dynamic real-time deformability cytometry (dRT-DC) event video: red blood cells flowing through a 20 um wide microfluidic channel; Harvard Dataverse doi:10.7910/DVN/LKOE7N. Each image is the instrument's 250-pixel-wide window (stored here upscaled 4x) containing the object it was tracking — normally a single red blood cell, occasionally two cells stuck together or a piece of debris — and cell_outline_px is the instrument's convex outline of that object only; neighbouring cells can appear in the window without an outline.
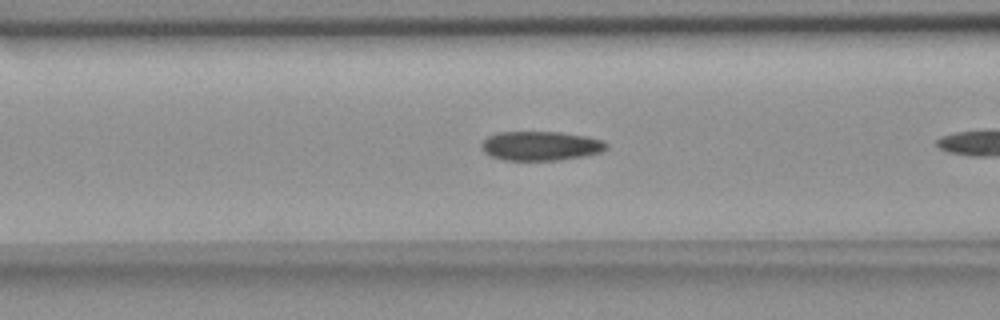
{"species": "common noctule bat (a hibernating species)", "species_latin": "Nyctalus noctula", "temperature_condition": "room temperature", "stored_images_in_passage": 8, "camera_frame_rate_fps": 3000, "um_per_image_px": 0.085, "animal": {"sex": "female", "body_mass_g": 18.4}, "frame": {"image": 1, "passage_image": 7, "time_ms": 2.0, "image_size_px": [1000, 320], "cell_outline_px": [[608, 148], [600, 152], [584, 156], [560, 160], [504, 160], [492, 156], [484, 152], [480, 148], [480, 144], [488, 136], [496, 132], [560, 132], [588, 136], [604, 140], [608, 144]], "centroid_in_image_um": [45.97, 12.39], "position_along_channel_um": 120.6, "area_um2": 21.5}}